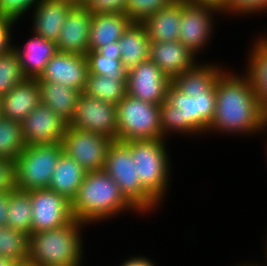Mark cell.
<instances>
[{"mask_svg":"<svg viewBox=\"0 0 267 266\" xmlns=\"http://www.w3.org/2000/svg\"><path fill=\"white\" fill-rule=\"evenodd\" d=\"M128 0H86L84 6L92 13H124Z\"/></svg>","mask_w":267,"mask_h":266,"instance_id":"obj_36","label":"cell"},{"mask_svg":"<svg viewBox=\"0 0 267 266\" xmlns=\"http://www.w3.org/2000/svg\"><path fill=\"white\" fill-rule=\"evenodd\" d=\"M63 152L62 142L26 145L15 160L17 189L29 192L48 188L54 168Z\"/></svg>","mask_w":267,"mask_h":266,"instance_id":"obj_8","label":"cell"},{"mask_svg":"<svg viewBox=\"0 0 267 266\" xmlns=\"http://www.w3.org/2000/svg\"><path fill=\"white\" fill-rule=\"evenodd\" d=\"M267 8V0H225L220 6V12L252 13Z\"/></svg>","mask_w":267,"mask_h":266,"instance_id":"obj_35","label":"cell"},{"mask_svg":"<svg viewBox=\"0 0 267 266\" xmlns=\"http://www.w3.org/2000/svg\"><path fill=\"white\" fill-rule=\"evenodd\" d=\"M103 170L113 178L124 197L138 211H149L158 204V201L142 186L130 148L124 142L112 141L108 147Z\"/></svg>","mask_w":267,"mask_h":266,"instance_id":"obj_5","label":"cell"},{"mask_svg":"<svg viewBox=\"0 0 267 266\" xmlns=\"http://www.w3.org/2000/svg\"><path fill=\"white\" fill-rule=\"evenodd\" d=\"M223 72L215 82L216 109L208 127L222 132L251 133L267 125V113L256 95L250 77ZM245 77V78H244Z\"/></svg>","mask_w":267,"mask_h":266,"instance_id":"obj_1","label":"cell"},{"mask_svg":"<svg viewBox=\"0 0 267 266\" xmlns=\"http://www.w3.org/2000/svg\"><path fill=\"white\" fill-rule=\"evenodd\" d=\"M174 0H128L124 14L136 23H142L148 16L168 6Z\"/></svg>","mask_w":267,"mask_h":266,"instance_id":"obj_34","label":"cell"},{"mask_svg":"<svg viewBox=\"0 0 267 266\" xmlns=\"http://www.w3.org/2000/svg\"><path fill=\"white\" fill-rule=\"evenodd\" d=\"M14 23V20L0 14V55L5 54L13 49L12 45L10 46V27Z\"/></svg>","mask_w":267,"mask_h":266,"instance_id":"obj_39","label":"cell"},{"mask_svg":"<svg viewBox=\"0 0 267 266\" xmlns=\"http://www.w3.org/2000/svg\"><path fill=\"white\" fill-rule=\"evenodd\" d=\"M112 139L93 132L67 126L62 144L64 153L74 159L86 172L103 170Z\"/></svg>","mask_w":267,"mask_h":266,"instance_id":"obj_9","label":"cell"},{"mask_svg":"<svg viewBox=\"0 0 267 266\" xmlns=\"http://www.w3.org/2000/svg\"><path fill=\"white\" fill-rule=\"evenodd\" d=\"M32 232L62 227L74 219L71 201L49 188L30 191Z\"/></svg>","mask_w":267,"mask_h":266,"instance_id":"obj_12","label":"cell"},{"mask_svg":"<svg viewBox=\"0 0 267 266\" xmlns=\"http://www.w3.org/2000/svg\"><path fill=\"white\" fill-rule=\"evenodd\" d=\"M38 86L40 102L69 123L74 116L81 92L72 87L48 81H38Z\"/></svg>","mask_w":267,"mask_h":266,"instance_id":"obj_23","label":"cell"},{"mask_svg":"<svg viewBox=\"0 0 267 266\" xmlns=\"http://www.w3.org/2000/svg\"><path fill=\"white\" fill-rule=\"evenodd\" d=\"M219 68L210 65L201 66L197 64L190 70L176 76L172 83L185 95L195 96L203 92H216L215 82L223 73Z\"/></svg>","mask_w":267,"mask_h":266,"instance_id":"obj_26","label":"cell"},{"mask_svg":"<svg viewBox=\"0 0 267 266\" xmlns=\"http://www.w3.org/2000/svg\"><path fill=\"white\" fill-rule=\"evenodd\" d=\"M12 266H36L31 260L26 259L24 261L13 262Z\"/></svg>","mask_w":267,"mask_h":266,"instance_id":"obj_43","label":"cell"},{"mask_svg":"<svg viewBox=\"0 0 267 266\" xmlns=\"http://www.w3.org/2000/svg\"><path fill=\"white\" fill-rule=\"evenodd\" d=\"M121 266H155L150 260L143 257H136L126 260Z\"/></svg>","mask_w":267,"mask_h":266,"instance_id":"obj_42","label":"cell"},{"mask_svg":"<svg viewBox=\"0 0 267 266\" xmlns=\"http://www.w3.org/2000/svg\"><path fill=\"white\" fill-rule=\"evenodd\" d=\"M58 1L68 2L72 4L73 6L82 5V0H58Z\"/></svg>","mask_w":267,"mask_h":266,"instance_id":"obj_45","label":"cell"},{"mask_svg":"<svg viewBox=\"0 0 267 266\" xmlns=\"http://www.w3.org/2000/svg\"><path fill=\"white\" fill-rule=\"evenodd\" d=\"M172 80L150 59L128 69L127 94L133 98L161 105L166 101Z\"/></svg>","mask_w":267,"mask_h":266,"instance_id":"obj_13","label":"cell"},{"mask_svg":"<svg viewBox=\"0 0 267 266\" xmlns=\"http://www.w3.org/2000/svg\"><path fill=\"white\" fill-rule=\"evenodd\" d=\"M125 208L137 210L104 170L87 172L71 202L73 217L85 224L114 216Z\"/></svg>","mask_w":267,"mask_h":266,"instance_id":"obj_3","label":"cell"},{"mask_svg":"<svg viewBox=\"0 0 267 266\" xmlns=\"http://www.w3.org/2000/svg\"><path fill=\"white\" fill-rule=\"evenodd\" d=\"M126 82L108 76L88 74L83 93L106 103L117 105L127 95Z\"/></svg>","mask_w":267,"mask_h":266,"instance_id":"obj_27","label":"cell"},{"mask_svg":"<svg viewBox=\"0 0 267 266\" xmlns=\"http://www.w3.org/2000/svg\"><path fill=\"white\" fill-rule=\"evenodd\" d=\"M7 226L27 235L32 234V201L30 191L14 189L10 191Z\"/></svg>","mask_w":267,"mask_h":266,"instance_id":"obj_29","label":"cell"},{"mask_svg":"<svg viewBox=\"0 0 267 266\" xmlns=\"http://www.w3.org/2000/svg\"><path fill=\"white\" fill-rule=\"evenodd\" d=\"M117 141L162 139L160 105L128 94L116 105Z\"/></svg>","mask_w":267,"mask_h":266,"instance_id":"obj_6","label":"cell"},{"mask_svg":"<svg viewBox=\"0 0 267 266\" xmlns=\"http://www.w3.org/2000/svg\"><path fill=\"white\" fill-rule=\"evenodd\" d=\"M103 56L114 57L115 59H121V51L119 42L108 43L97 50Z\"/></svg>","mask_w":267,"mask_h":266,"instance_id":"obj_41","label":"cell"},{"mask_svg":"<svg viewBox=\"0 0 267 266\" xmlns=\"http://www.w3.org/2000/svg\"><path fill=\"white\" fill-rule=\"evenodd\" d=\"M193 1L211 2L221 6L225 0H193Z\"/></svg>","mask_w":267,"mask_h":266,"instance_id":"obj_46","label":"cell"},{"mask_svg":"<svg viewBox=\"0 0 267 266\" xmlns=\"http://www.w3.org/2000/svg\"><path fill=\"white\" fill-rule=\"evenodd\" d=\"M118 42L121 63L127 70L149 59L151 42L142 23L132 22Z\"/></svg>","mask_w":267,"mask_h":266,"instance_id":"obj_25","label":"cell"},{"mask_svg":"<svg viewBox=\"0 0 267 266\" xmlns=\"http://www.w3.org/2000/svg\"><path fill=\"white\" fill-rule=\"evenodd\" d=\"M36 6H34V32L56 43L73 5L58 0H39Z\"/></svg>","mask_w":267,"mask_h":266,"instance_id":"obj_21","label":"cell"},{"mask_svg":"<svg viewBox=\"0 0 267 266\" xmlns=\"http://www.w3.org/2000/svg\"><path fill=\"white\" fill-rule=\"evenodd\" d=\"M68 123L52 109L40 103L22 122L26 145H44L62 142Z\"/></svg>","mask_w":267,"mask_h":266,"instance_id":"obj_14","label":"cell"},{"mask_svg":"<svg viewBox=\"0 0 267 266\" xmlns=\"http://www.w3.org/2000/svg\"><path fill=\"white\" fill-rule=\"evenodd\" d=\"M83 222L73 219L51 230L29 236V260L36 266H80L82 242L79 229Z\"/></svg>","mask_w":267,"mask_h":266,"instance_id":"obj_4","label":"cell"},{"mask_svg":"<svg viewBox=\"0 0 267 266\" xmlns=\"http://www.w3.org/2000/svg\"><path fill=\"white\" fill-rule=\"evenodd\" d=\"M93 14L84 6H73L63 23L56 42L60 52L86 55Z\"/></svg>","mask_w":267,"mask_h":266,"instance_id":"obj_16","label":"cell"},{"mask_svg":"<svg viewBox=\"0 0 267 266\" xmlns=\"http://www.w3.org/2000/svg\"><path fill=\"white\" fill-rule=\"evenodd\" d=\"M25 77L14 49L0 55V96L7 94L13 87L22 83Z\"/></svg>","mask_w":267,"mask_h":266,"instance_id":"obj_32","label":"cell"},{"mask_svg":"<svg viewBox=\"0 0 267 266\" xmlns=\"http://www.w3.org/2000/svg\"><path fill=\"white\" fill-rule=\"evenodd\" d=\"M69 126L117 140L116 105L81 93Z\"/></svg>","mask_w":267,"mask_h":266,"instance_id":"obj_10","label":"cell"},{"mask_svg":"<svg viewBox=\"0 0 267 266\" xmlns=\"http://www.w3.org/2000/svg\"><path fill=\"white\" fill-rule=\"evenodd\" d=\"M13 262L9 259L0 257V266H12Z\"/></svg>","mask_w":267,"mask_h":266,"instance_id":"obj_44","label":"cell"},{"mask_svg":"<svg viewBox=\"0 0 267 266\" xmlns=\"http://www.w3.org/2000/svg\"><path fill=\"white\" fill-rule=\"evenodd\" d=\"M38 0H0V14L17 21Z\"/></svg>","mask_w":267,"mask_h":266,"instance_id":"obj_37","label":"cell"},{"mask_svg":"<svg viewBox=\"0 0 267 266\" xmlns=\"http://www.w3.org/2000/svg\"><path fill=\"white\" fill-rule=\"evenodd\" d=\"M194 54L179 41L151 42L149 59L173 80L195 66Z\"/></svg>","mask_w":267,"mask_h":266,"instance_id":"obj_17","label":"cell"},{"mask_svg":"<svg viewBox=\"0 0 267 266\" xmlns=\"http://www.w3.org/2000/svg\"><path fill=\"white\" fill-rule=\"evenodd\" d=\"M0 117H2L1 96H0Z\"/></svg>","mask_w":267,"mask_h":266,"instance_id":"obj_47","label":"cell"},{"mask_svg":"<svg viewBox=\"0 0 267 266\" xmlns=\"http://www.w3.org/2000/svg\"><path fill=\"white\" fill-rule=\"evenodd\" d=\"M0 257L12 262L24 261L29 258V235L0 226Z\"/></svg>","mask_w":267,"mask_h":266,"instance_id":"obj_31","label":"cell"},{"mask_svg":"<svg viewBox=\"0 0 267 266\" xmlns=\"http://www.w3.org/2000/svg\"><path fill=\"white\" fill-rule=\"evenodd\" d=\"M220 11V6L211 2L182 0V15L180 22L181 42L194 55L207 43L212 32V14Z\"/></svg>","mask_w":267,"mask_h":266,"instance_id":"obj_11","label":"cell"},{"mask_svg":"<svg viewBox=\"0 0 267 266\" xmlns=\"http://www.w3.org/2000/svg\"><path fill=\"white\" fill-rule=\"evenodd\" d=\"M18 56L22 71L27 79H38L46 64L59 51L55 42L35 34L25 45L24 49L13 47Z\"/></svg>","mask_w":267,"mask_h":266,"instance_id":"obj_19","label":"cell"},{"mask_svg":"<svg viewBox=\"0 0 267 266\" xmlns=\"http://www.w3.org/2000/svg\"><path fill=\"white\" fill-rule=\"evenodd\" d=\"M86 173L82 166L63 152L54 168L48 188L72 202Z\"/></svg>","mask_w":267,"mask_h":266,"instance_id":"obj_24","label":"cell"},{"mask_svg":"<svg viewBox=\"0 0 267 266\" xmlns=\"http://www.w3.org/2000/svg\"><path fill=\"white\" fill-rule=\"evenodd\" d=\"M10 191L0 192V226L7 224Z\"/></svg>","mask_w":267,"mask_h":266,"instance_id":"obj_40","label":"cell"},{"mask_svg":"<svg viewBox=\"0 0 267 266\" xmlns=\"http://www.w3.org/2000/svg\"><path fill=\"white\" fill-rule=\"evenodd\" d=\"M16 188L15 162L0 158V192Z\"/></svg>","mask_w":267,"mask_h":266,"instance_id":"obj_38","label":"cell"},{"mask_svg":"<svg viewBox=\"0 0 267 266\" xmlns=\"http://www.w3.org/2000/svg\"><path fill=\"white\" fill-rule=\"evenodd\" d=\"M131 23L124 13L93 14L88 51H97L108 43L119 41Z\"/></svg>","mask_w":267,"mask_h":266,"instance_id":"obj_22","label":"cell"},{"mask_svg":"<svg viewBox=\"0 0 267 266\" xmlns=\"http://www.w3.org/2000/svg\"><path fill=\"white\" fill-rule=\"evenodd\" d=\"M25 148L22 123L0 117V158L15 162Z\"/></svg>","mask_w":267,"mask_h":266,"instance_id":"obj_30","label":"cell"},{"mask_svg":"<svg viewBox=\"0 0 267 266\" xmlns=\"http://www.w3.org/2000/svg\"><path fill=\"white\" fill-rule=\"evenodd\" d=\"M215 109L216 92H203L193 97L185 95L171 83L166 101L160 105L162 139L170 130L195 134L208 131L215 116Z\"/></svg>","mask_w":267,"mask_h":266,"instance_id":"obj_2","label":"cell"},{"mask_svg":"<svg viewBox=\"0 0 267 266\" xmlns=\"http://www.w3.org/2000/svg\"><path fill=\"white\" fill-rule=\"evenodd\" d=\"M252 49L247 75L252 81L262 108L267 113V38L256 41Z\"/></svg>","mask_w":267,"mask_h":266,"instance_id":"obj_28","label":"cell"},{"mask_svg":"<svg viewBox=\"0 0 267 266\" xmlns=\"http://www.w3.org/2000/svg\"><path fill=\"white\" fill-rule=\"evenodd\" d=\"M124 143L130 148L142 186L159 203L165 194L169 178V160L164 139L136 140Z\"/></svg>","mask_w":267,"mask_h":266,"instance_id":"obj_7","label":"cell"},{"mask_svg":"<svg viewBox=\"0 0 267 266\" xmlns=\"http://www.w3.org/2000/svg\"><path fill=\"white\" fill-rule=\"evenodd\" d=\"M88 74L86 55L58 51L46 64L43 73L37 80L63 84L82 93Z\"/></svg>","mask_w":267,"mask_h":266,"instance_id":"obj_15","label":"cell"},{"mask_svg":"<svg viewBox=\"0 0 267 266\" xmlns=\"http://www.w3.org/2000/svg\"><path fill=\"white\" fill-rule=\"evenodd\" d=\"M37 79H26L1 97L2 117L23 122L40 104Z\"/></svg>","mask_w":267,"mask_h":266,"instance_id":"obj_18","label":"cell"},{"mask_svg":"<svg viewBox=\"0 0 267 266\" xmlns=\"http://www.w3.org/2000/svg\"><path fill=\"white\" fill-rule=\"evenodd\" d=\"M182 15V0H174L168 6L148 16L145 26L150 42L178 41Z\"/></svg>","mask_w":267,"mask_h":266,"instance_id":"obj_20","label":"cell"},{"mask_svg":"<svg viewBox=\"0 0 267 266\" xmlns=\"http://www.w3.org/2000/svg\"><path fill=\"white\" fill-rule=\"evenodd\" d=\"M89 74H97L127 81L128 70L122 65L121 59L103 56L97 51L86 54Z\"/></svg>","mask_w":267,"mask_h":266,"instance_id":"obj_33","label":"cell"}]
</instances>
